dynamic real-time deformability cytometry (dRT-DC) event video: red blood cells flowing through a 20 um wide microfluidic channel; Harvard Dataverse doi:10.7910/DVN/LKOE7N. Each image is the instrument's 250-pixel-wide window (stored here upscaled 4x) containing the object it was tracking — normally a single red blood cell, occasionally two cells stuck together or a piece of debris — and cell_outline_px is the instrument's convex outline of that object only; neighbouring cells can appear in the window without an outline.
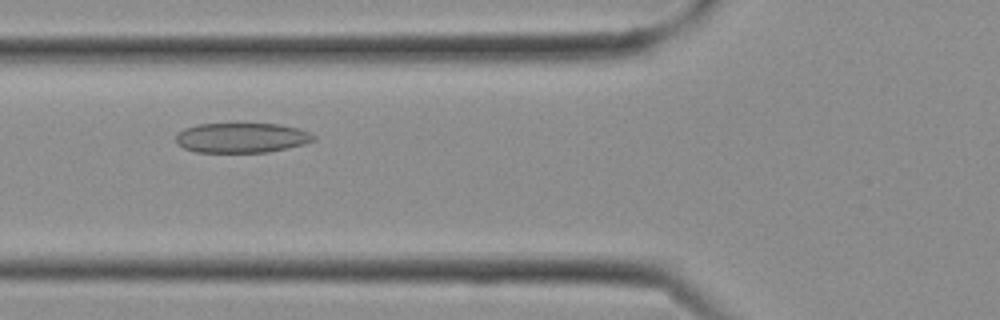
{"species": "Egyptian fruit bat (a non-hibernating species)", "species_latin": "Rousettus aegyptiacus", "temperature_condition": "cold", "stored_images_in_passage": 12, "camera_frame_rate_fps": 3000, "um_per_image_px": 0.085, "frame": {"image": 1, "passage_image": 9, "time_ms": 2.667, "image_size_px": [1000, 320], "cell_outline_px": [[316, 140], [304, 144], [268, 152], [196, 152], [184, 148], [176, 144], [176, 132], [184, 128], [196, 124], [280, 124], [296, 128], [308, 132], [316, 136]], "centroid_in_image_um": [20.5, 11.71], "position_along_channel_um": 105.3, "area_um2": 24.04}}
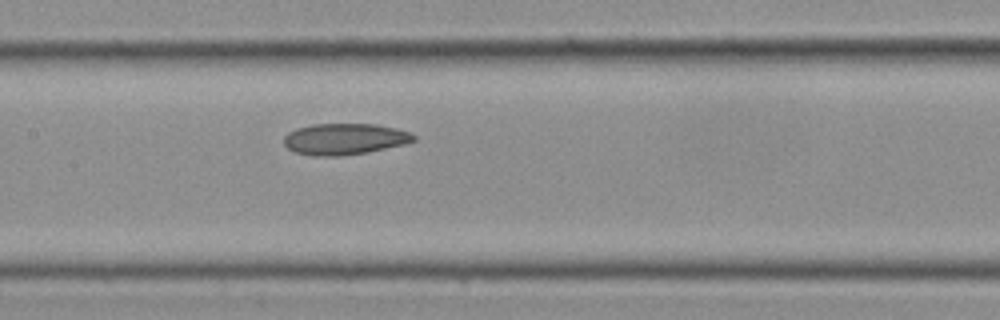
{"frame": {"image": 2, "passage_image": 12, "time_ms": 3.667, "image_size_px": [1000, 320], "cell_outline_px": [[416, 140], [404, 144], [368, 152], [340, 156], [316, 156], [296, 152], [288, 148], [284, 144], [284, 136], [288, 132], [296, 128], [312, 124], [376, 124], [396, 128], [408, 132], [416, 136]], "centroid_in_image_um": [29.28, 11.81], "position_along_channel_um": 178.1, "area_um2": 23.64}}